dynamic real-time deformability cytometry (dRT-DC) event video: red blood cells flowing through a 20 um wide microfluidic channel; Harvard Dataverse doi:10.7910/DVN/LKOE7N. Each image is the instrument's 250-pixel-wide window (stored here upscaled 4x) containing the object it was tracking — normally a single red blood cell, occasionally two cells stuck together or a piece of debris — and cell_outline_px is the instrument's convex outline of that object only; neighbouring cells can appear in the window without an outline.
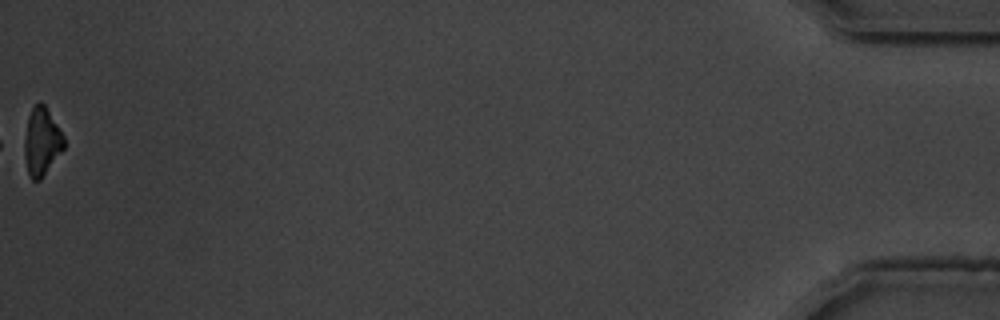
{"species": "common noctule bat (a hibernating species)", "species_latin": "Nyctalus noctula", "temperature_condition": "warm", "stored_images_in_passage": 47, "segment_of_instrument_passage": [2, 2], "camera_frame_rate_fps": 3000, "um_per_image_px": 0.085, "animal": {"sex": "male", "body_mass_g": 19.5, "forearm_length_mm": 54.6}, "frame": {"image": 1, "passage_image": 47, "time_ms": 15.333, "image_size_px": [1000, 320], "cell_outline_px": [[64, 148], [40, 180], [32, 180], [28, 172], [24, 156], [24, 140], [28, 116], [32, 108], [40, 100], [44, 104], [64, 136]], "centroid_in_image_um": [3.53, 12.03], "position_along_channel_um": 431.7, "area_um2": 15.43}}